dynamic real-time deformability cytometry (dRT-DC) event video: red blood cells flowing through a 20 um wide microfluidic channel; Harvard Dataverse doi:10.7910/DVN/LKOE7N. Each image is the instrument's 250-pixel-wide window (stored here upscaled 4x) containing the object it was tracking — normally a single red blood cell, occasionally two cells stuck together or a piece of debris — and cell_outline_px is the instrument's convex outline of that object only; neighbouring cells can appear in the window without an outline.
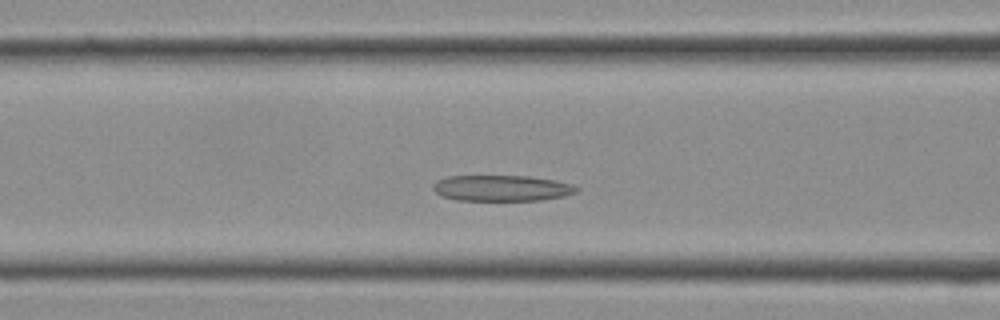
{"species": "Egyptian fruit bat (a non-hibernating species)", "species_latin": "Rousettus aegyptiacus", "temperature_condition": "cold", "stored_images_in_passage": 26, "camera_frame_rate_fps": 3000, "um_per_image_px": 0.085, "frame": {"image": 1, "passage_image": 8, "time_ms": 2.333, "image_size_px": [1000, 320], "cell_outline_px": [[580, 188], [576, 192], [564, 196], [540, 200], [456, 200], [444, 196], [436, 192], [432, 188], [432, 184], [436, 180], [448, 176], [528, 176], [552, 180], [572, 184]], "centroid_in_image_um": [42.63, 15.99], "position_along_channel_um": 124.0, "area_um2": 21.56}}
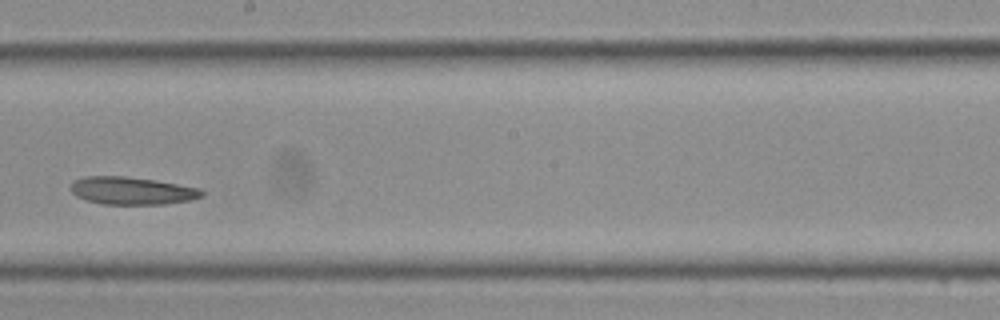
{"frame": {"image": 2, "passage_image": 13, "time_ms": 4.0, "image_size_px": [1000, 320], "cell_outline_px": [[204, 196], [192, 200], [164, 204], [104, 204], [88, 200], [76, 196], [72, 192], [72, 184], [76, 180], [84, 176], [124, 176], [156, 180], [200, 188], [204, 192]], "centroid_in_image_um": [11.27, 16.21], "position_along_channel_um": 236.9, "area_um2": 21.04}}
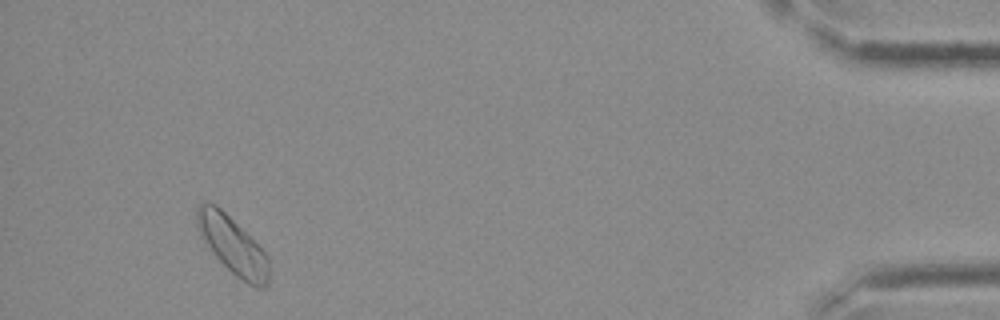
{"frame": {"image": 3, "passage_image": 24, "time_ms": 7.667, "image_size_px": [1000, 320], "cell_outline_px": [[268, 284], [264, 288], [256, 288], [248, 284], [236, 276], [212, 252], [200, 236], [196, 224], [196, 208], [200, 204], [216, 204], [268, 256]], "centroid_in_image_um": [19.75, 20.88], "position_along_channel_um": 415.4, "area_um2": 23.35}}